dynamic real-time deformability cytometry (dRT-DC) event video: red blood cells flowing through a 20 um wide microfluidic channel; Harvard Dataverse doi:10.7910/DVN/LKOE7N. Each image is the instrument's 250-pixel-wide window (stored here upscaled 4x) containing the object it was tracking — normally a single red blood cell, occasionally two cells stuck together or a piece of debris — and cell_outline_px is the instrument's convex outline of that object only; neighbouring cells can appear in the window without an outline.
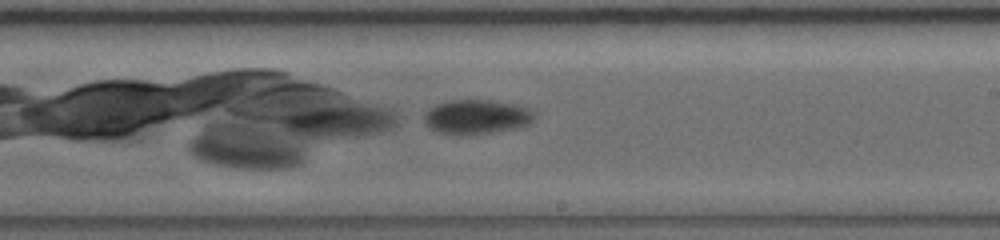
{"species": "common noctule bat (a hibernating species)", "species_latin": "Nyctalus noctula", "temperature_condition": "warm", "stored_images_in_passage": 15, "camera_frame_rate_fps": 5000, "um_per_image_px": 0.085, "animal": {"sex": "female", "body_mass_g": 19.0, "forearm_length_mm": 56.7}, "frame": {"image": 1, "passage_image": 13, "time_ms": 5.8, "image_size_px": [1000, 240], "cell_outline_px": [[536, 120], [520, 128], [488, 132], [436, 132], [428, 128], [424, 124], [424, 112], [428, 108], [436, 104], [448, 100], [492, 100], [516, 104], [528, 108], [536, 112]], "centroid_in_image_um": [40.54, 9.89], "position_along_channel_um": 248.5, "area_um2": 21.96}}